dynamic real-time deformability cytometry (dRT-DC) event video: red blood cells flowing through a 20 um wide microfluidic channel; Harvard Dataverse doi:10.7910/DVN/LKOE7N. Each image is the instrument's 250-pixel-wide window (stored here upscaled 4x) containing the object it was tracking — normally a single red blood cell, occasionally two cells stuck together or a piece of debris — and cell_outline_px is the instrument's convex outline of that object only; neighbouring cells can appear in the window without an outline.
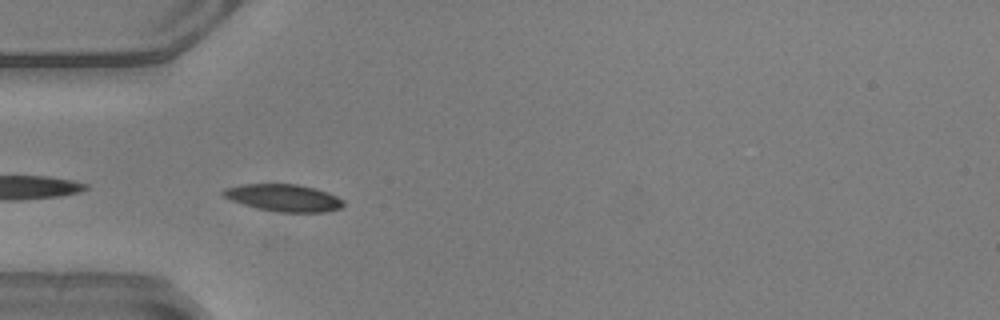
{"species": "common noctule bat (a hibernating species)", "species_latin": "Nyctalus noctula", "temperature_condition": "warm", "stored_images_in_passage": 5, "camera_frame_rate_fps": 3000, "um_per_image_px": 0.085, "animal": {"sex": "male", "body_mass_g": 20.5, "forearm_length_mm": 52.5}, "frame": {"image": 1, "passage_image": 1, "time_ms": 0.0, "image_size_px": [1000, 320], "cell_outline_px": [[344, 204], [340, 208], [324, 212], [280, 212], [256, 208], [232, 200], [224, 196], [220, 192], [224, 188], [244, 184], [296, 184], [316, 188], [328, 192], [344, 200]], "centroid_in_image_um": [24.12, 16.81], "position_along_channel_um": 60.9, "area_um2": 18.96}}